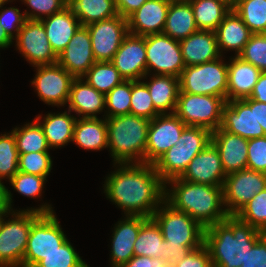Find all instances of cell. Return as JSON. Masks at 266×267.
Here are the masks:
<instances>
[{"label": "cell", "instance_id": "32", "mask_svg": "<svg viewBox=\"0 0 266 267\" xmlns=\"http://www.w3.org/2000/svg\"><path fill=\"white\" fill-rule=\"evenodd\" d=\"M194 13L189 0L172 2L169 5L163 34L174 40H182L197 32Z\"/></svg>", "mask_w": 266, "mask_h": 267}, {"label": "cell", "instance_id": "19", "mask_svg": "<svg viewBox=\"0 0 266 267\" xmlns=\"http://www.w3.org/2000/svg\"><path fill=\"white\" fill-rule=\"evenodd\" d=\"M226 176L219 151L210 142L192 159L180 178L187 182L223 186Z\"/></svg>", "mask_w": 266, "mask_h": 267}, {"label": "cell", "instance_id": "15", "mask_svg": "<svg viewBox=\"0 0 266 267\" xmlns=\"http://www.w3.org/2000/svg\"><path fill=\"white\" fill-rule=\"evenodd\" d=\"M187 125L174 113L159 114L150 121L145 148V163L154 164L167 150L177 144Z\"/></svg>", "mask_w": 266, "mask_h": 267}, {"label": "cell", "instance_id": "9", "mask_svg": "<svg viewBox=\"0 0 266 267\" xmlns=\"http://www.w3.org/2000/svg\"><path fill=\"white\" fill-rule=\"evenodd\" d=\"M227 101L213 95L179 93L174 114L187 126L203 127L211 132L221 126Z\"/></svg>", "mask_w": 266, "mask_h": 267}, {"label": "cell", "instance_id": "4", "mask_svg": "<svg viewBox=\"0 0 266 267\" xmlns=\"http://www.w3.org/2000/svg\"><path fill=\"white\" fill-rule=\"evenodd\" d=\"M150 119L132 114L106 118L113 164L145 163Z\"/></svg>", "mask_w": 266, "mask_h": 267}, {"label": "cell", "instance_id": "43", "mask_svg": "<svg viewBox=\"0 0 266 267\" xmlns=\"http://www.w3.org/2000/svg\"><path fill=\"white\" fill-rule=\"evenodd\" d=\"M67 239L56 251L45 256L34 267H83L86 262Z\"/></svg>", "mask_w": 266, "mask_h": 267}, {"label": "cell", "instance_id": "52", "mask_svg": "<svg viewBox=\"0 0 266 267\" xmlns=\"http://www.w3.org/2000/svg\"><path fill=\"white\" fill-rule=\"evenodd\" d=\"M240 267H266V233L248 250Z\"/></svg>", "mask_w": 266, "mask_h": 267}, {"label": "cell", "instance_id": "59", "mask_svg": "<svg viewBox=\"0 0 266 267\" xmlns=\"http://www.w3.org/2000/svg\"><path fill=\"white\" fill-rule=\"evenodd\" d=\"M3 204V186L0 185V206Z\"/></svg>", "mask_w": 266, "mask_h": 267}, {"label": "cell", "instance_id": "45", "mask_svg": "<svg viewBox=\"0 0 266 267\" xmlns=\"http://www.w3.org/2000/svg\"><path fill=\"white\" fill-rule=\"evenodd\" d=\"M238 57L266 72V34H252Z\"/></svg>", "mask_w": 266, "mask_h": 267}, {"label": "cell", "instance_id": "23", "mask_svg": "<svg viewBox=\"0 0 266 267\" xmlns=\"http://www.w3.org/2000/svg\"><path fill=\"white\" fill-rule=\"evenodd\" d=\"M211 142L219 151L226 175L247 168L248 139L219 127L212 132Z\"/></svg>", "mask_w": 266, "mask_h": 267}, {"label": "cell", "instance_id": "54", "mask_svg": "<svg viewBox=\"0 0 266 267\" xmlns=\"http://www.w3.org/2000/svg\"><path fill=\"white\" fill-rule=\"evenodd\" d=\"M147 0H114L117 13L127 18L134 11L141 8Z\"/></svg>", "mask_w": 266, "mask_h": 267}, {"label": "cell", "instance_id": "17", "mask_svg": "<svg viewBox=\"0 0 266 267\" xmlns=\"http://www.w3.org/2000/svg\"><path fill=\"white\" fill-rule=\"evenodd\" d=\"M220 128L248 140L265 136L255 117V100L250 98L227 101Z\"/></svg>", "mask_w": 266, "mask_h": 267}, {"label": "cell", "instance_id": "22", "mask_svg": "<svg viewBox=\"0 0 266 267\" xmlns=\"http://www.w3.org/2000/svg\"><path fill=\"white\" fill-rule=\"evenodd\" d=\"M169 5L165 0H147L127 17L128 32L138 36L162 33Z\"/></svg>", "mask_w": 266, "mask_h": 267}, {"label": "cell", "instance_id": "26", "mask_svg": "<svg viewBox=\"0 0 266 267\" xmlns=\"http://www.w3.org/2000/svg\"><path fill=\"white\" fill-rule=\"evenodd\" d=\"M179 42L185 67L222 57L214 31L198 30Z\"/></svg>", "mask_w": 266, "mask_h": 267}, {"label": "cell", "instance_id": "37", "mask_svg": "<svg viewBox=\"0 0 266 267\" xmlns=\"http://www.w3.org/2000/svg\"><path fill=\"white\" fill-rule=\"evenodd\" d=\"M164 249V238L160 227L152 219L148 218L140 228L134 243V253L137 256H148L161 258Z\"/></svg>", "mask_w": 266, "mask_h": 267}, {"label": "cell", "instance_id": "3", "mask_svg": "<svg viewBox=\"0 0 266 267\" xmlns=\"http://www.w3.org/2000/svg\"><path fill=\"white\" fill-rule=\"evenodd\" d=\"M165 185L168 186H165V200L204 228L222 222L228 216L223 202V186L187 182L180 177ZM169 185L172 186L170 189Z\"/></svg>", "mask_w": 266, "mask_h": 267}, {"label": "cell", "instance_id": "61", "mask_svg": "<svg viewBox=\"0 0 266 267\" xmlns=\"http://www.w3.org/2000/svg\"><path fill=\"white\" fill-rule=\"evenodd\" d=\"M13 0H0V6L1 5H5L6 3L8 4V2H11Z\"/></svg>", "mask_w": 266, "mask_h": 267}, {"label": "cell", "instance_id": "12", "mask_svg": "<svg viewBox=\"0 0 266 267\" xmlns=\"http://www.w3.org/2000/svg\"><path fill=\"white\" fill-rule=\"evenodd\" d=\"M266 188V173L243 169L228 174L223 183V202L228 215H236L256 194Z\"/></svg>", "mask_w": 266, "mask_h": 267}, {"label": "cell", "instance_id": "5", "mask_svg": "<svg viewBox=\"0 0 266 267\" xmlns=\"http://www.w3.org/2000/svg\"><path fill=\"white\" fill-rule=\"evenodd\" d=\"M10 213V214H9ZM55 213L51 204L8 210L0 224V267H23V257L32 224L42 215ZM12 216V219L10 216ZM8 220H5L6 217Z\"/></svg>", "mask_w": 266, "mask_h": 267}, {"label": "cell", "instance_id": "24", "mask_svg": "<svg viewBox=\"0 0 266 267\" xmlns=\"http://www.w3.org/2000/svg\"><path fill=\"white\" fill-rule=\"evenodd\" d=\"M68 110L79 118H98L104 110L105 94L90 86L84 78H74L70 87Z\"/></svg>", "mask_w": 266, "mask_h": 267}, {"label": "cell", "instance_id": "44", "mask_svg": "<svg viewBox=\"0 0 266 267\" xmlns=\"http://www.w3.org/2000/svg\"><path fill=\"white\" fill-rule=\"evenodd\" d=\"M53 161L49 152L19 154L18 170L27 174L46 177L50 174Z\"/></svg>", "mask_w": 266, "mask_h": 267}, {"label": "cell", "instance_id": "41", "mask_svg": "<svg viewBox=\"0 0 266 267\" xmlns=\"http://www.w3.org/2000/svg\"><path fill=\"white\" fill-rule=\"evenodd\" d=\"M144 81L131 80L130 114L152 120L159 113L155 110L149 90Z\"/></svg>", "mask_w": 266, "mask_h": 267}, {"label": "cell", "instance_id": "10", "mask_svg": "<svg viewBox=\"0 0 266 267\" xmlns=\"http://www.w3.org/2000/svg\"><path fill=\"white\" fill-rule=\"evenodd\" d=\"M67 240L55 213L42 214L31 226L23 267H34Z\"/></svg>", "mask_w": 266, "mask_h": 267}, {"label": "cell", "instance_id": "8", "mask_svg": "<svg viewBox=\"0 0 266 267\" xmlns=\"http://www.w3.org/2000/svg\"><path fill=\"white\" fill-rule=\"evenodd\" d=\"M151 218L158 224L164 240L169 241V244L204 245L205 228L185 212L175 209L166 200Z\"/></svg>", "mask_w": 266, "mask_h": 267}, {"label": "cell", "instance_id": "11", "mask_svg": "<svg viewBox=\"0 0 266 267\" xmlns=\"http://www.w3.org/2000/svg\"><path fill=\"white\" fill-rule=\"evenodd\" d=\"M147 80L153 70L154 75L180 77L185 68L180 42L160 33L146 36Z\"/></svg>", "mask_w": 266, "mask_h": 267}, {"label": "cell", "instance_id": "60", "mask_svg": "<svg viewBox=\"0 0 266 267\" xmlns=\"http://www.w3.org/2000/svg\"><path fill=\"white\" fill-rule=\"evenodd\" d=\"M226 3H228L231 7L234 6L236 0H224Z\"/></svg>", "mask_w": 266, "mask_h": 267}, {"label": "cell", "instance_id": "29", "mask_svg": "<svg viewBox=\"0 0 266 267\" xmlns=\"http://www.w3.org/2000/svg\"><path fill=\"white\" fill-rule=\"evenodd\" d=\"M41 118L42 115L39 114L35 120L42 127L50 149H57L72 142L77 117L71 115L70 110L62 113L50 112Z\"/></svg>", "mask_w": 266, "mask_h": 267}, {"label": "cell", "instance_id": "28", "mask_svg": "<svg viewBox=\"0 0 266 267\" xmlns=\"http://www.w3.org/2000/svg\"><path fill=\"white\" fill-rule=\"evenodd\" d=\"M215 33L222 56L224 51L229 50L235 51L234 56H238L252 35L249 28L233 9L225 15Z\"/></svg>", "mask_w": 266, "mask_h": 267}, {"label": "cell", "instance_id": "14", "mask_svg": "<svg viewBox=\"0 0 266 267\" xmlns=\"http://www.w3.org/2000/svg\"><path fill=\"white\" fill-rule=\"evenodd\" d=\"M16 48L29 64L35 66L57 63L41 20L26 19L16 38Z\"/></svg>", "mask_w": 266, "mask_h": 267}, {"label": "cell", "instance_id": "7", "mask_svg": "<svg viewBox=\"0 0 266 267\" xmlns=\"http://www.w3.org/2000/svg\"><path fill=\"white\" fill-rule=\"evenodd\" d=\"M222 59L185 67L179 77V93L213 95L227 101L228 67Z\"/></svg>", "mask_w": 266, "mask_h": 267}, {"label": "cell", "instance_id": "18", "mask_svg": "<svg viewBox=\"0 0 266 267\" xmlns=\"http://www.w3.org/2000/svg\"><path fill=\"white\" fill-rule=\"evenodd\" d=\"M110 62L124 80H143L147 75L146 36L128 33Z\"/></svg>", "mask_w": 266, "mask_h": 267}, {"label": "cell", "instance_id": "51", "mask_svg": "<svg viewBox=\"0 0 266 267\" xmlns=\"http://www.w3.org/2000/svg\"><path fill=\"white\" fill-rule=\"evenodd\" d=\"M201 246H184L182 244H169V241L164 240V249L161 253V259L172 267L175 263L185 258L192 250Z\"/></svg>", "mask_w": 266, "mask_h": 267}, {"label": "cell", "instance_id": "50", "mask_svg": "<svg viewBox=\"0 0 266 267\" xmlns=\"http://www.w3.org/2000/svg\"><path fill=\"white\" fill-rule=\"evenodd\" d=\"M172 267H213L211 255L204 245L192 250L185 258L175 263Z\"/></svg>", "mask_w": 266, "mask_h": 267}, {"label": "cell", "instance_id": "58", "mask_svg": "<svg viewBox=\"0 0 266 267\" xmlns=\"http://www.w3.org/2000/svg\"><path fill=\"white\" fill-rule=\"evenodd\" d=\"M9 209L5 207L4 204H2L0 206V224H1V221H2V217L3 215L8 211Z\"/></svg>", "mask_w": 266, "mask_h": 267}, {"label": "cell", "instance_id": "20", "mask_svg": "<svg viewBox=\"0 0 266 267\" xmlns=\"http://www.w3.org/2000/svg\"><path fill=\"white\" fill-rule=\"evenodd\" d=\"M95 62L89 30L81 26L58 55L57 63L74 78H82Z\"/></svg>", "mask_w": 266, "mask_h": 267}, {"label": "cell", "instance_id": "1", "mask_svg": "<svg viewBox=\"0 0 266 267\" xmlns=\"http://www.w3.org/2000/svg\"><path fill=\"white\" fill-rule=\"evenodd\" d=\"M104 181L106 198L124 211V216L151 218L165 200V183L154 164H114Z\"/></svg>", "mask_w": 266, "mask_h": 267}, {"label": "cell", "instance_id": "49", "mask_svg": "<svg viewBox=\"0 0 266 267\" xmlns=\"http://www.w3.org/2000/svg\"><path fill=\"white\" fill-rule=\"evenodd\" d=\"M3 6L4 5L0 6V24L8 36L14 40V37H17L20 29L23 27L26 17L24 13H20L21 11L16 7L3 8Z\"/></svg>", "mask_w": 266, "mask_h": 267}, {"label": "cell", "instance_id": "40", "mask_svg": "<svg viewBox=\"0 0 266 267\" xmlns=\"http://www.w3.org/2000/svg\"><path fill=\"white\" fill-rule=\"evenodd\" d=\"M131 80H124L105 95V118L130 114Z\"/></svg>", "mask_w": 266, "mask_h": 267}, {"label": "cell", "instance_id": "62", "mask_svg": "<svg viewBox=\"0 0 266 267\" xmlns=\"http://www.w3.org/2000/svg\"><path fill=\"white\" fill-rule=\"evenodd\" d=\"M165 1L172 3V2L181 1V0H165Z\"/></svg>", "mask_w": 266, "mask_h": 267}, {"label": "cell", "instance_id": "6", "mask_svg": "<svg viewBox=\"0 0 266 267\" xmlns=\"http://www.w3.org/2000/svg\"><path fill=\"white\" fill-rule=\"evenodd\" d=\"M211 136L212 132L206 128L186 126L177 144L154 163L162 181L166 184L181 177L192 159L211 142Z\"/></svg>", "mask_w": 266, "mask_h": 267}, {"label": "cell", "instance_id": "2", "mask_svg": "<svg viewBox=\"0 0 266 267\" xmlns=\"http://www.w3.org/2000/svg\"><path fill=\"white\" fill-rule=\"evenodd\" d=\"M265 234L254 226L228 215L222 222L205 228L204 244L213 267H240L248 250Z\"/></svg>", "mask_w": 266, "mask_h": 267}, {"label": "cell", "instance_id": "34", "mask_svg": "<svg viewBox=\"0 0 266 267\" xmlns=\"http://www.w3.org/2000/svg\"><path fill=\"white\" fill-rule=\"evenodd\" d=\"M198 30L216 31L232 7L224 0H189Z\"/></svg>", "mask_w": 266, "mask_h": 267}, {"label": "cell", "instance_id": "30", "mask_svg": "<svg viewBox=\"0 0 266 267\" xmlns=\"http://www.w3.org/2000/svg\"><path fill=\"white\" fill-rule=\"evenodd\" d=\"M150 75V80L144 83L147 85L155 110L159 114L174 113L180 92L179 78L172 75Z\"/></svg>", "mask_w": 266, "mask_h": 267}, {"label": "cell", "instance_id": "35", "mask_svg": "<svg viewBox=\"0 0 266 267\" xmlns=\"http://www.w3.org/2000/svg\"><path fill=\"white\" fill-rule=\"evenodd\" d=\"M82 26L118 15L114 0H68Z\"/></svg>", "mask_w": 266, "mask_h": 267}, {"label": "cell", "instance_id": "48", "mask_svg": "<svg viewBox=\"0 0 266 267\" xmlns=\"http://www.w3.org/2000/svg\"><path fill=\"white\" fill-rule=\"evenodd\" d=\"M247 168L266 173V136L248 140Z\"/></svg>", "mask_w": 266, "mask_h": 267}, {"label": "cell", "instance_id": "21", "mask_svg": "<svg viewBox=\"0 0 266 267\" xmlns=\"http://www.w3.org/2000/svg\"><path fill=\"white\" fill-rule=\"evenodd\" d=\"M147 219L143 216L126 215L114 225L110 251L111 267H122L135 255L134 243L141 225Z\"/></svg>", "mask_w": 266, "mask_h": 267}, {"label": "cell", "instance_id": "47", "mask_svg": "<svg viewBox=\"0 0 266 267\" xmlns=\"http://www.w3.org/2000/svg\"><path fill=\"white\" fill-rule=\"evenodd\" d=\"M27 4L30 10L24 12L26 19L41 20L45 17L51 16L68 5V0H21ZM44 15V16H43Z\"/></svg>", "mask_w": 266, "mask_h": 267}, {"label": "cell", "instance_id": "46", "mask_svg": "<svg viewBox=\"0 0 266 267\" xmlns=\"http://www.w3.org/2000/svg\"><path fill=\"white\" fill-rule=\"evenodd\" d=\"M45 181H47L46 177L19 171L9 180L16 192L33 199L41 197Z\"/></svg>", "mask_w": 266, "mask_h": 267}, {"label": "cell", "instance_id": "36", "mask_svg": "<svg viewBox=\"0 0 266 267\" xmlns=\"http://www.w3.org/2000/svg\"><path fill=\"white\" fill-rule=\"evenodd\" d=\"M12 132L19 154L49 152L50 147L44 135V131L35 119L32 123L29 122L24 126L15 127L12 129Z\"/></svg>", "mask_w": 266, "mask_h": 267}, {"label": "cell", "instance_id": "39", "mask_svg": "<svg viewBox=\"0 0 266 267\" xmlns=\"http://www.w3.org/2000/svg\"><path fill=\"white\" fill-rule=\"evenodd\" d=\"M232 9L252 34H266V0H236Z\"/></svg>", "mask_w": 266, "mask_h": 267}, {"label": "cell", "instance_id": "53", "mask_svg": "<svg viewBox=\"0 0 266 267\" xmlns=\"http://www.w3.org/2000/svg\"><path fill=\"white\" fill-rule=\"evenodd\" d=\"M167 262L161 258L134 255L122 267H168Z\"/></svg>", "mask_w": 266, "mask_h": 267}, {"label": "cell", "instance_id": "42", "mask_svg": "<svg viewBox=\"0 0 266 267\" xmlns=\"http://www.w3.org/2000/svg\"><path fill=\"white\" fill-rule=\"evenodd\" d=\"M236 216L266 233V188L256 194Z\"/></svg>", "mask_w": 266, "mask_h": 267}, {"label": "cell", "instance_id": "16", "mask_svg": "<svg viewBox=\"0 0 266 267\" xmlns=\"http://www.w3.org/2000/svg\"><path fill=\"white\" fill-rule=\"evenodd\" d=\"M86 27L90 33L92 51L96 61H111L124 37L129 33L127 18L119 14Z\"/></svg>", "mask_w": 266, "mask_h": 267}, {"label": "cell", "instance_id": "13", "mask_svg": "<svg viewBox=\"0 0 266 267\" xmlns=\"http://www.w3.org/2000/svg\"><path fill=\"white\" fill-rule=\"evenodd\" d=\"M35 68L36 75L31 84L40 100L51 106H67L74 77L58 63Z\"/></svg>", "mask_w": 266, "mask_h": 267}, {"label": "cell", "instance_id": "38", "mask_svg": "<svg viewBox=\"0 0 266 267\" xmlns=\"http://www.w3.org/2000/svg\"><path fill=\"white\" fill-rule=\"evenodd\" d=\"M98 92L107 94L124 78L110 61H96L82 77Z\"/></svg>", "mask_w": 266, "mask_h": 267}, {"label": "cell", "instance_id": "56", "mask_svg": "<svg viewBox=\"0 0 266 267\" xmlns=\"http://www.w3.org/2000/svg\"><path fill=\"white\" fill-rule=\"evenodd\" d=\"M255 117L266 136V103L255 101Z\"/></svg>", "mask_w": 266, "mask_h": 267}, {"label": "cell", "instance_id": "27", "mask_svg": "<svg viewBox=\"0 0 266 267\" xmlns=\"http://www.w3.org/2000/svg\"><path fill=\"white\" fill-rule=\"evenodd\" d=\"M229 61L227 101L249 98L262 72L238 56L230 57Z\"/></svg>", "mask_w": 266, "mask_h": 267}, {"label": "cell", "instance_id": "33", "mask_svg": "<svg viewBox=\"0 0 266 267\" xmlns=\"http://www.w3.org/2000/svg\"><path fill=\"white\" fill-rule=\"evenodd\" d=\"M19 153L13 132L0 135V185L3 186V204L9 210L12 208V193L3 184L2 180L8 181L19 171L18 170Z\"/></svg>", "mask_w": 266, "mask_h": 267}, {"label": "cell", "instance_id": "57", "mask_svg": "<svg viewBox=\"0 0 266 267\" xmlns=\"http://www.w3.org/2000/svg\"><path fill=\"white\" fill-rule=\"evenodd\" d=\"M13 43V40L8 36L6 31L0 24V49L8 48Z\"/></svg>", "mask_w": 266, "mask_h": 267}, {"label": "cell", "instance_id": "55", "mask_svg": "<svg viewBox=\"0 0 266 267\" xmlns=\"http://www.w3.org/2000/svg\"><path fill=\"white\" fill-rule=\"evenodd\" d=\"M257 102L266 103V72H262L249 97Z\"/></svg>", "mask_w": 266, "mask_h": 267}, {"label": "cell", "instance_id": "31", "mask_svg": "<svg viewBox=\"0 0 266 267\" xmlns=\"http://www.w3.org/2000/svg\"><path fill=\"white\" fill-rule=\"evenodd\" d=\"M108 134L106 118H78L73 132V140L78 147L84 150L108 148Z\"/></svg>", "mask_w": 266, "mask_h": 267}, {"label": "cell", "instance_id": "25", "mask_svg": "<svg viewBox=\"0 0 266 267\" xmlns=\"http://www.w3.org/2000/svg\"><path fill=\"white\" fill-rule=\"evenodd\" d=\"M46 36L58 56L82 26L69 5L61 11L41 19Z\"/></svg>", "mask_w": 266, "mask_h": 267}]
</instances>
